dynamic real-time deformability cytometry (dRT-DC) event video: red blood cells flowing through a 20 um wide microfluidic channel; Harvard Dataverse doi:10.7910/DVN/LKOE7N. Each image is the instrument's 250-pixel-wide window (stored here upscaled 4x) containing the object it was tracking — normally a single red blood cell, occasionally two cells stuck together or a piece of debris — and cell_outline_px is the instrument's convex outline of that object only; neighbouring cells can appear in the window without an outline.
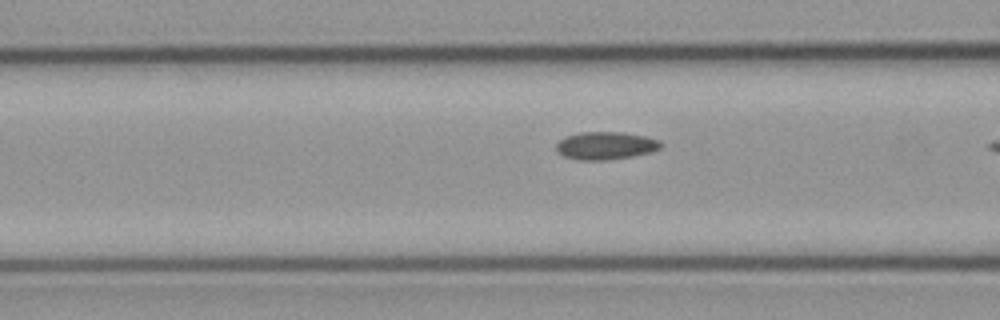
{"species": "common noctule bat (a hibernating species)", "species_latin": "Nyctalus noctula", "temperature_condition": "cold", "stored_images_in_passage": 19, "camera_frame_rate_fps": 3000, "um_per_image_px": 0.085, "animal": {"sex": "male", "body_mass_g": 23.1, "forearm_length_mm": 52.7}, "frame": {"image": 1, "passage_image": 18, "time_ms": 5.667, "image_size_px": [1000, 320], "cell_outline_px": [[660, 148], [652, 152], [632, 156], [604, 160], [580, 160], [564, 156], [556, 148], [556, 144], [564, 136], [580, 132], [624, 132], [644, 136], [660, 140]], "centroid_in_image_um": [51.47, 12.37], "position_along_channel_um": 115.1, "area_um2": 16.82}}